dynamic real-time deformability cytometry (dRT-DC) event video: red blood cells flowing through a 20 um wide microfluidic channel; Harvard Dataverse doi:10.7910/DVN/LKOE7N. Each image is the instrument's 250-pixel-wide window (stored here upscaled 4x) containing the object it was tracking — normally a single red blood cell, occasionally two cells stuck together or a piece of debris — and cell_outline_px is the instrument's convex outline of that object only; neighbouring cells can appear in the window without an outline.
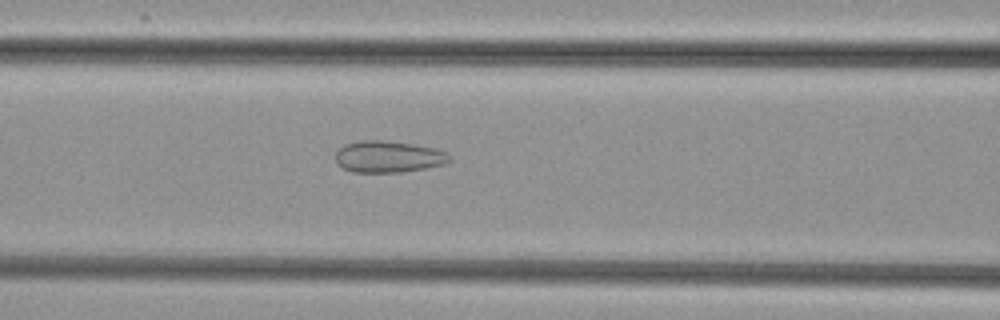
{"species": "common noctule bat (a hibernating species)", "species_latin": "Nyctalus noctula", "temperature_condition": "cold", "stored_images_in_passage": 49, "camera_frame_rate_fps": 3000, "um_per_image_px": 0.085, "animal": {"sex": "female", "body_mass_g": 29.2, "forearm_length_mm": 56.3}, "frame": {"image": 1, "passage_image": 23, "time_ms": 7.333, "image_size_px": [1000, 320], "cell_outline_px": [[452, 160], [444, 164], [424, 168], [400, 172], [352, 172], [336, 164], [336, 152], [344, 144], [364, 140], [380, 140], [412, 144], [436, 148], [448, 152]], "centroid_in_image_um": [33.02, 13.32], "position_along_channel_um": 133.6, "area_um2": 20.98}}
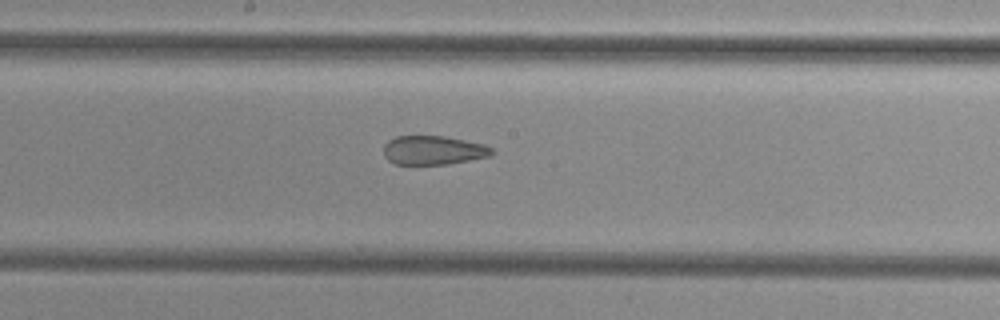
{"frame": {"image": 2, "passage_image": 29, "time_ms": 9.333, "image_size_px": [1000, 320], "cell_outline_px": [[496, 152], [492, 156], [448, 164], [396, 164], [388, 160], [384, 156], [384, 144], [388, 140], [396, 136], [444, 136], [484, 144], [492, 148]], "centroid_in_image_um": [36.85, 12.77], "position_along_channel_um": 211.3, "area_um2": 18.38}}
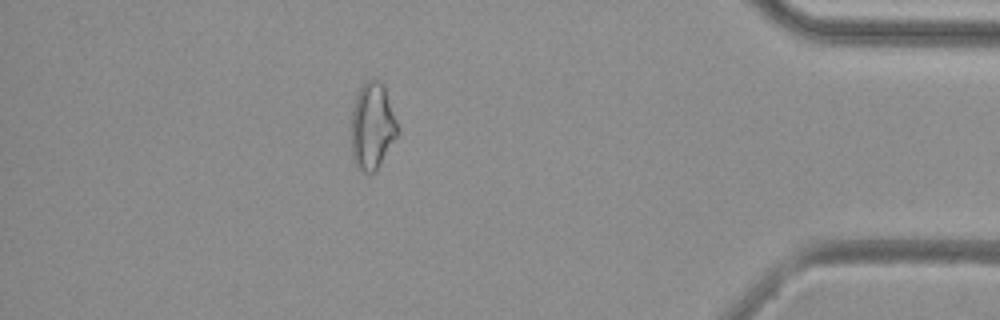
{"frame": {"image": 3, "passage_image": 47, "time_ms": 15.333, "image_size_px": [1000, 320], "cell_outline_px": [[400, 136], [376, 168], [372, 172], [364, 172], [356, 168], [352, 156], [352, 108], [356, 96], [364, 80], [380, 80], [384, 84], [400, 128]], "centroid_in_image_um": [31.68, 10.7], "position_along_channel_um": 403.5, "area_um2": 23.81}}